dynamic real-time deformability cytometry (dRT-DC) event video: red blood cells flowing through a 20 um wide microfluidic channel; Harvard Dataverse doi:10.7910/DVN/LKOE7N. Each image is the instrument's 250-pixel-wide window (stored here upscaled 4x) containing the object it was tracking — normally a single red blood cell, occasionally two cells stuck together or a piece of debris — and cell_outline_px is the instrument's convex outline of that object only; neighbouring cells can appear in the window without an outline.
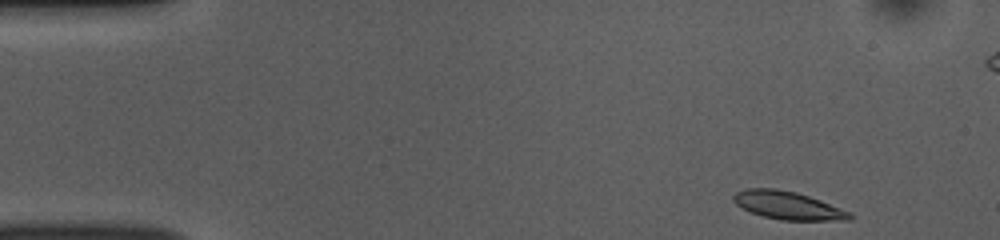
{"species": "common noctule bat (a hibernating species)", "species_latin": "Nyctalus noctula", "temperature_condition": "room temperature", "stored_images_in_passage": 17, "camera_frame_rate_fps": 3000, "um_per_image_px": 0.085, "animal": {"sex": "female", "body_mass_g": 10.0, "forearm_length_mm": 53.1}, "frame": {"image": 1, "passage_image": 1, "time_ms": 0.0, "image_size_px": [1000, 240], "cell_outline_px": [[852, 220], [780, 220], [764, 216], [752, 212], [736, 204], [732, 200], [732, 196], [736, 192], [748, 188], [776, 188], [796, 192], [820, 200], [852, 212]], "centroid_in_image_um": [66.99, 17.46], "position_along_channel_um": 18.0, "area_um2": 18.9}}
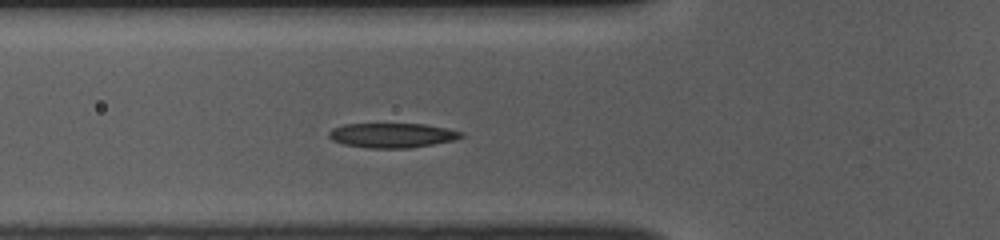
{"frame": {"image": 2, "passage_image": 14, "time_ms": 4.333, "image_size_px": [1000, 240], "cell_outline_px": [[464, 136], [456, 140], [408, 148], [368, 148], [344, 144], [332, 140], [328, 136], [328, 132], [332, 128], [344, 124], [424, 124], [464, 132]], "centroid_in_image_um": [33.33, 11.5], "position_along_channel_um": 92.5, "area_um2": 18.96}}
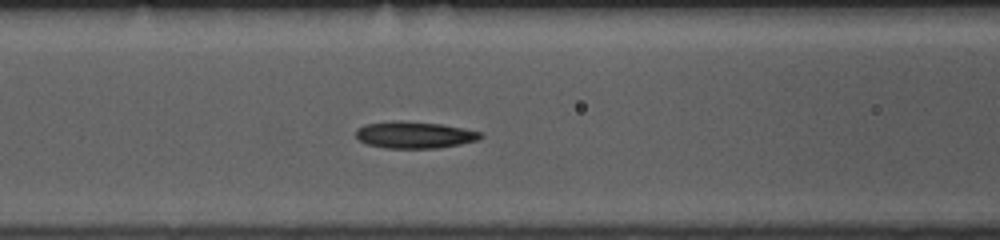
{"frame": {"image": 3, "passage_image": 17, "time_ms": 5.333, "image_size_px": [1000, 240], "cell_outline_px": [[484, 136], [480, 140], [460, 144], [436, 148], [384, 148], [368, 144], [360, 140], [356, 136], [356, 128], [364, 124], [392, 120], [400, 120], [440, 124], [464, 128], [484, 132]], "centroid_in_image_um": [35.26, 11.45], "position_along_channel_um": 131.3, "area_um2": 19.71}}